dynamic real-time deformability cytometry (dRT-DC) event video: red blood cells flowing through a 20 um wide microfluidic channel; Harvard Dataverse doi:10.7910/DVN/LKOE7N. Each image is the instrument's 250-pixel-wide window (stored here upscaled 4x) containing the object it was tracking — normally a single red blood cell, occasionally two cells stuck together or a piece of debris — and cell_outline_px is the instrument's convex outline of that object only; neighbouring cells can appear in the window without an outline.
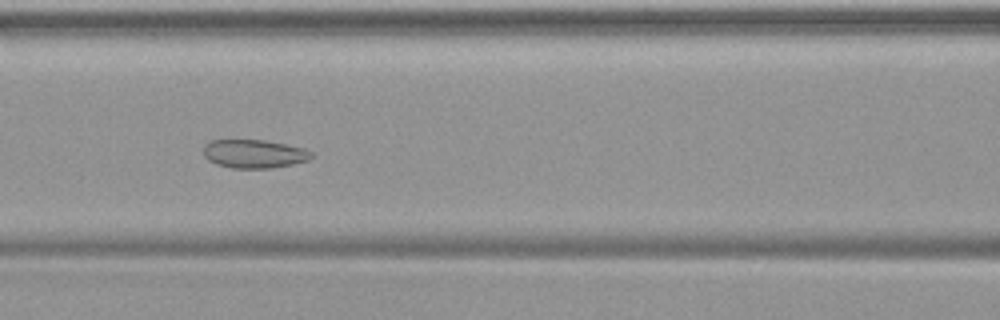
{"species": "common noctule bat (a hibernating species)", "species_latin": "Nyctalus noctula", "temperature_condition": "warm", "stored_images_in_passage": 50, "camera_frame_rate_fps": 3000, "um_per_image_px": 0.085, "animal": {"sex": "female", "body_mass_g": 19.9}, "frame": {"image": 1, "passage_image": 22, "time_ms": 7.0, "image_size_px": [1000, 320], "cell_outline_px": [[312, 156], [308, 160], [292, 164], [272, 168], [232, 168], [216, 164], [208, 160], [204, 156], [204, 144], [212, 140], [264, 140], [304, 148], [312, 152]], "centroid_in_image_um": [21.58, 13.07], "position_along_channel_um": 145.0, "area_um2": 17.86}}
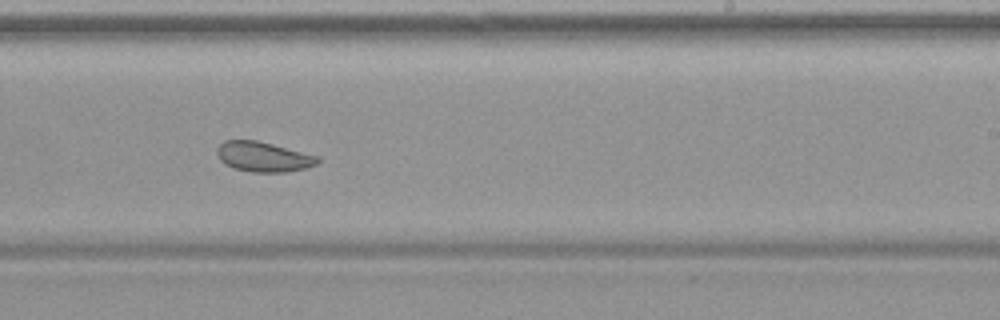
{"frame": {"image": 2, "passage_image": 31, "time_ms": 10.0, "image_size_px": [1000, 320], "cell_outline_px": [[320, 160], [316, 164], [304, 168], [284, 172], [252, 172], [232, 168], [224, 164], [220, 160], [216, 152], [216, 148], [224, 140], [256, 140], [320, 156]], "centroid_in_image_um": [22.35, 13.32], "position_along_channel_um": 266.6, "area_um2": 17.63}}
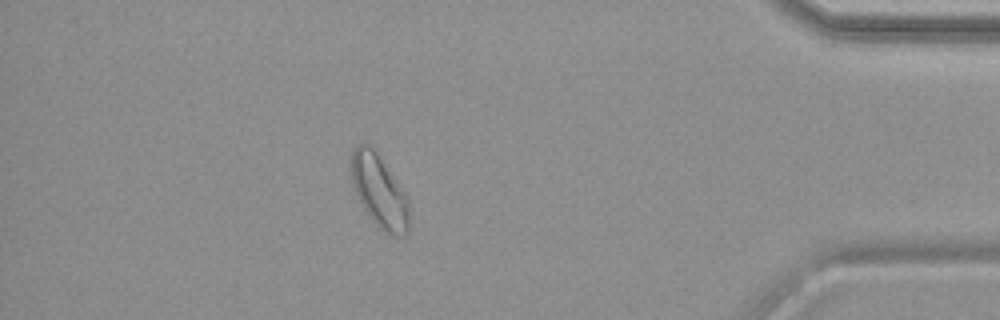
{"frame": {"image": 3, "passage_image": 44, "time_ms": 14.333, "image_size_px": [1000, 320], "cell_outline_px": [[408, 232], [404, 236], [392, 236], [384, 232], [372, 220], [360, 204], [352, 184], [352, 148], [356, 144], [368, 144], [376, 152], [408, 196]], "centroid_in_image_um": [32.24, 16.28], "position_along_channel_um": 403.0, "area_um2": 24.45}}